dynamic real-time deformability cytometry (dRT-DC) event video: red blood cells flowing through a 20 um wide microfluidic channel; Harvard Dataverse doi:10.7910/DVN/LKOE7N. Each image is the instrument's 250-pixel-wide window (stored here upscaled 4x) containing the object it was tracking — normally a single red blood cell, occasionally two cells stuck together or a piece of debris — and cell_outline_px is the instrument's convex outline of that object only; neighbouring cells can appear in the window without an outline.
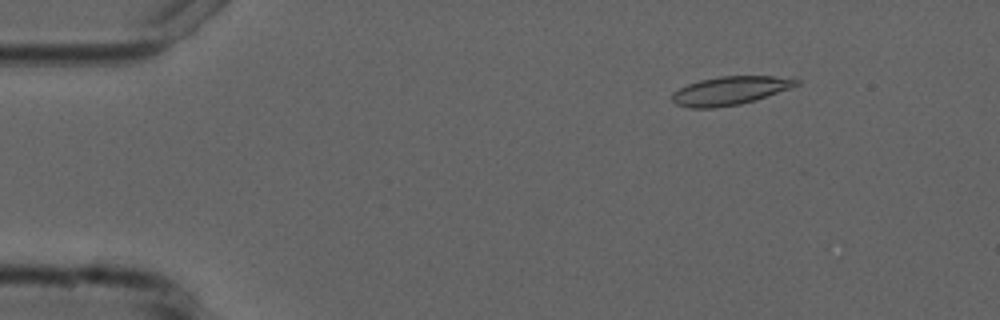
{"species": "common noctule bat (a hibernating species)", "species_latin": "Nyctalus noctula", "temperature_condition": "cold", "stored_images_in_passage": 5, "camera_frame_rate_fps": 3000, "um_per_image_px": 0.085, "animal": {"sex": "male", "forearm_length_mm": 52.5}, "frame": {"image": 1, "passage_image": 2, "time_ms": 1.333, "image_size_px": [1000, 320], "cell_outline_px": [[800, 84], [792, 88], [756, 100], [740, 104], [712, 108], [688, 108], [676, 104], [672, 100], [672, 92], [688, 84], [700, 80], [720, 76], [772, 76], [800, 80]], "centroid_in_image_um": [62.05, 7.71], "position_along_channel_um": 22.9, "area_um2": 20.63}}
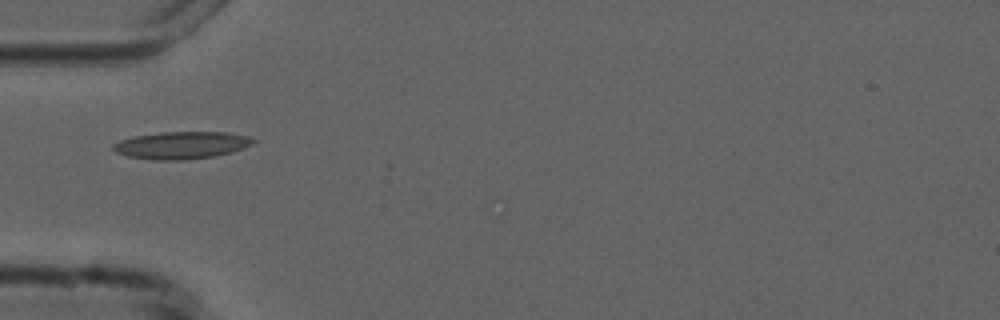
{"frame": {"image": 2, "passage_image": 5, "time_ms": 4.667, "image_size_px": [1000, 320], "cell_outline_px": [[256, 140], [252, 144], [244, 148], [232, 152], [212, 156], [184, 160], [152, 160], [128, 156], [116, 152], [112, 148], [112, 144], [120, 140], [132, 136], [164, 132], [224, 132], [248, 136]], "centroid_in_image_um": [15.4, 12.34], "position_along_channel_um": 69.6, "area_um2": 22.25}}